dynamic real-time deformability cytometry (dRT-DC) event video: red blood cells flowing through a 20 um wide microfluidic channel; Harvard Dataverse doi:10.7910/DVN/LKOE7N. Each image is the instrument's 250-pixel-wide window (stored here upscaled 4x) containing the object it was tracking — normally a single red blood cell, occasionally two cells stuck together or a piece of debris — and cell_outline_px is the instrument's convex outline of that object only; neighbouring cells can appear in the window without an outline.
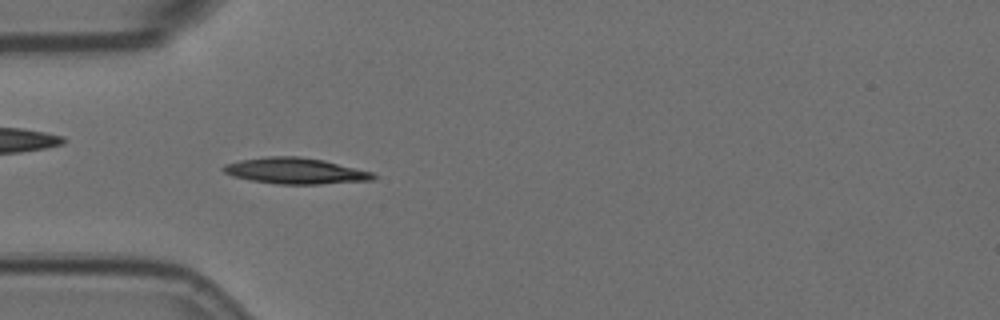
{"species": "Egyptian fruit bat (a non-hibernating species)", "species_latin": "Rousettus aegyptiacus", "temperature_condition": "room temperature", "stored_images_in_passage": 56, "camera_frame_rate_fps": 3000, "um_per_image_px": 0.085, "animal": {"sex": "female"}, "frame": {"image": 1, "passage_image": 16, "time_ms": 5.0, "image_size_px": [1000, 320], "cell_outline_px": [[376, 176], [372, 180], [320, 184], [276, 184], [252, 180], [232, 176], [224, 172], [220, 168], [224, 164], [240, 160], [268, 156], [300, 156], [324, 160], [372, 172]], "centroid_in_image_um": [25.07, 14.52], "position_along_channel_um": 59.9, "area_um2": 22.72}}
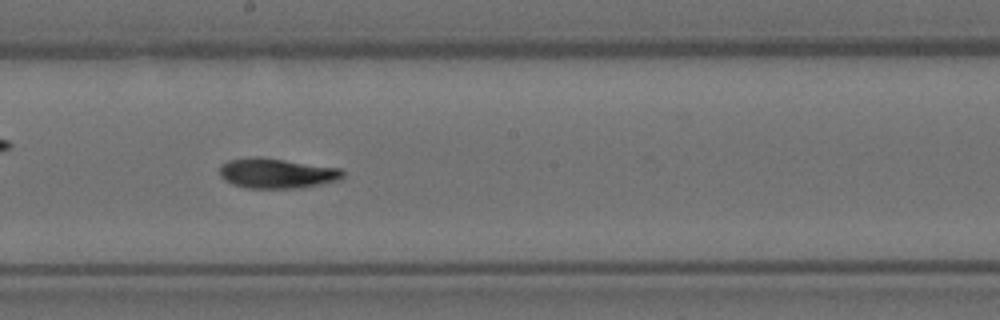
{"frame": {"image": 2, "passage_image": 30, "time_ms": 9.667, "image_size_px": [1000, 320], "cell_outline_px": [[344, 180], [300, 188], [248, 188], [232, 184], [224, 180], [220, 176], [220, 164], [228, 160], [252, 156], [260, 156], [340, 168], [344, 172]], "centroid_in_image_um": [23.54, 14.72], "position_along_channel_um": 224.7, "area_um2": 21.96}}
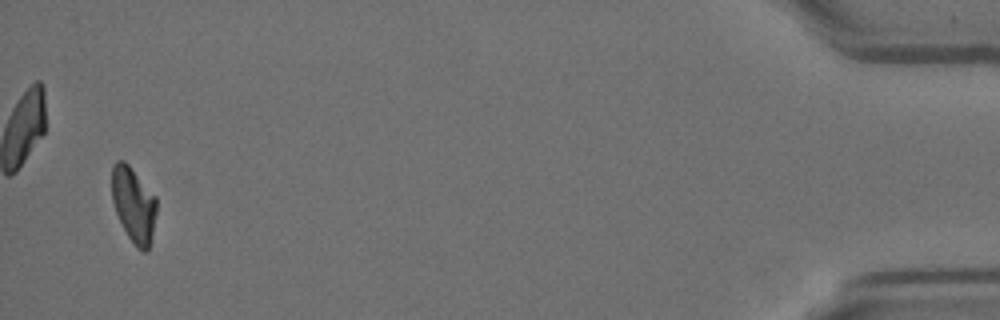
{"frame": {"image": 3, "passage_image": 54, "time_ms": 17.667, "image_size_px": [1000, 320], "cell_outline_px": [[156, 212], [148, 252], [144, 252], [136, 248], [128, 236], [116, 212], [112, 200], [112, 164], [116, 160], [124, 160], [128, 164], [156, 196]], "centroid_in_image_um": [11.35, 17.38], "position_along_channel_um": 423.9, "area_um2": 19.48}, "authors_computed_cell_mechanics": {"area_um2": 20.5479, "velocity_mm_per_s": 3.5725, "shape_relaxation_time_tau1_ms": 5.3353, "shape_relaxation_time_tau2_ms": 2.8759, "deformation_change_tau1": 0.1782, "deformation_change_tau2": 0.0821}}